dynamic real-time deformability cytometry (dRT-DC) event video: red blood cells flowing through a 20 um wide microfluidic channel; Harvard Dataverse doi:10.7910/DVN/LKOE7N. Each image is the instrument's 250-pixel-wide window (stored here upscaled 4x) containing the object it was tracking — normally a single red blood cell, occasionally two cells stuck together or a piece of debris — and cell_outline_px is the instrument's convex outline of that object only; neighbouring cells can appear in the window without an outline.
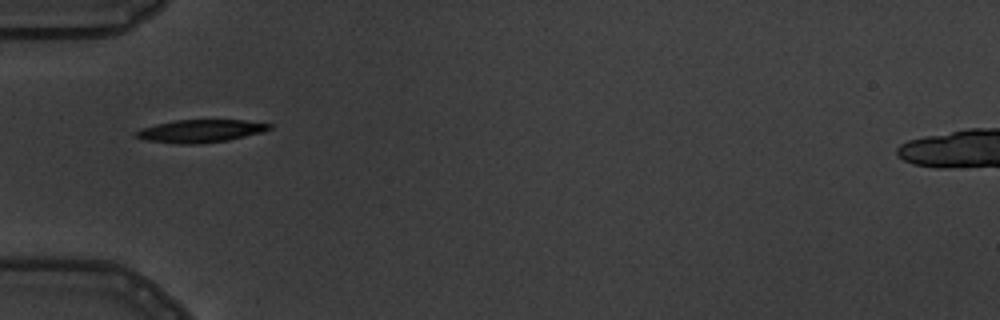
{"species": "common noctule bat (a hibernating species)", "species_latin": "Nyctalus noctula", "temperature_condition": "warm", "stored_images_in_passage": 7, "camera_frame_rate_fps": 3000, "um_per_image_px": 0.085, "animal": {"sex": "male", "body_mass_g": 19.5, "forearm_length_mm": 54.6}, "frame": {"image": 1, "passage_image": 1, "time_ms": 0.0, "image_size_px": [1000, 320], "cell_outline_px": [[272, 128], [260, 132], [228, 140], [196, 144], [180, 144], [144, 140], [136, 136], [132, 132], [156, 124], [172, 120], [244, 120], [272, 124]], "centroid_in_image_um": [17.0, 11.13], "position_along_channel_um": 68.0, "area_um2": 17.57}}
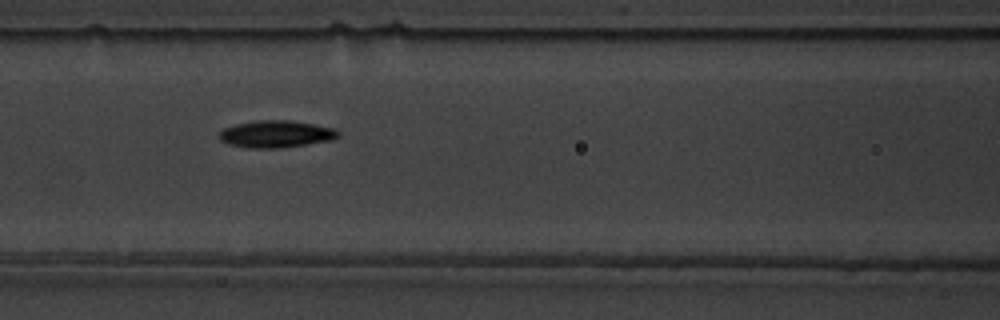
{"frame": {"image": 2, "passage_image": 3, "time_ms": 2.0, "image_size_px": [1000, 320], "cell_outline_px": [[340, 136], [332, 140], [308, 144], [280, 148], [248, 148], [228, 144], [220, 140], [216, 136], [216, 132], [224, 128], [236, 124], [256, 120], [288, 120], [336, 128], [340, 132]], "centroid_in_image_um": [23.43, 11.4], "position_along_channel_um": 143.2, "area_um2": 19.07}}
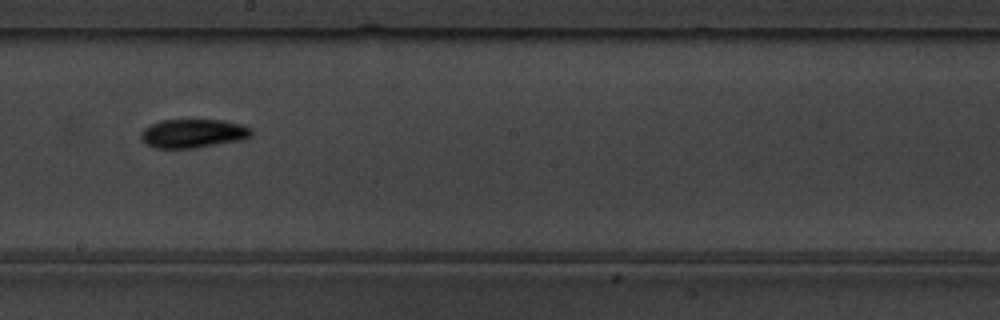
{"frame": {"image": 3, "passage_image": 5, "time_ms": 4.333, "image_size_px": [1000, 320], "cell_outline_px": [[252, 136], [240, 140], [196, 148], [152, 148], [140, 136], [140, 132], [144, 128], [160, 120], [224, 120], [240, 124], [252, 128]], "centroid_in_image_um": [16.42, 11.34], "position_along_channel_um": 231.8, "area_um2": 18.5}}